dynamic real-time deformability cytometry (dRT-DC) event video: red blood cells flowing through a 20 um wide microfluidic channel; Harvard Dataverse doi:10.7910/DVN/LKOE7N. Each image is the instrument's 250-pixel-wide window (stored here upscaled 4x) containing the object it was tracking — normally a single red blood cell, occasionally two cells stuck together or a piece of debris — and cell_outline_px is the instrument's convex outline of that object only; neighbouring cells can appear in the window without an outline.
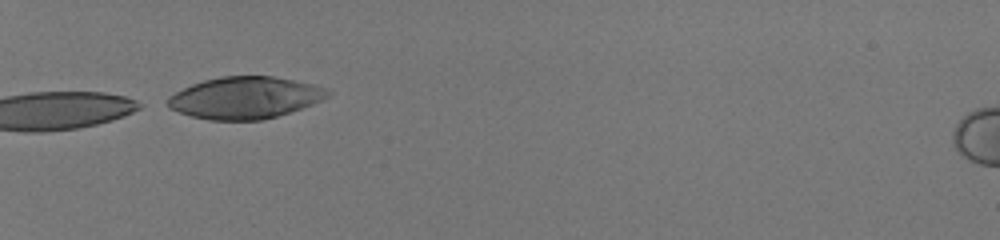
{"species": "human", "species_latin": "Homo sapiens", "temperature_condition": "room temperature", "stored_images_in_passage": 25, "camera_frame_rate_fps": 3000, "um_per_image_px": 0.085, "donor": {"sex": "male"}, "frame": {"image": 1, "passage_image": 1, "time_ms": 0.0, "image_size_px": [1000, 240], "cell_outline_px": [[332, 92], [328, 96], [312, 104], [276, 116], [260, 120], [208, 120], [192, 116], [168, 108], [168, 96], [192, 84], [204, 80], [220, 76], [272, 76], [312, 84], [324, 88]], "centroid_in_image_um": [20.79, 8.3], "position_along_channel_um": 64.2, "area_um2": 38.61}}
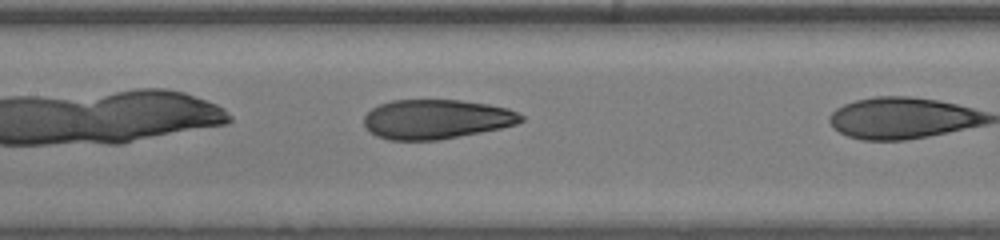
{"frame": {"image": 2, "passage_image": 8, "time_ms": 2.333, "image_size_px": [1000, 240], "cell_outline_px": [[524, 120], [516, 124], [500, 128], [440, 140], [388, 140], [376, 136], [364, 124], [364, 116], [372, 108], [380, 104], [392, 100], [460, 100], [488, 104], [508, 108], [524, 116]], "centroid_in_image_um": [37.09, 10.13], "position_along_channel_um": 170.3, "area_um2": 36.07}}
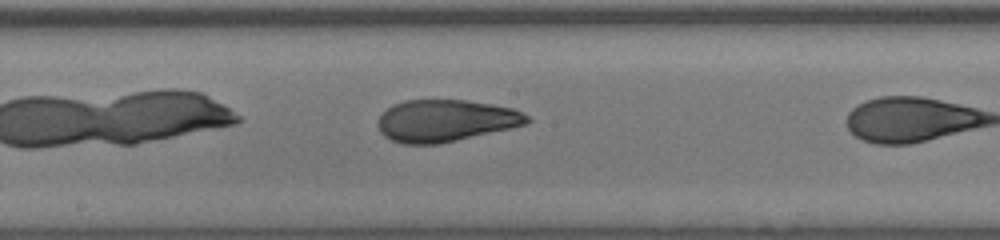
{"frame": {"image": 3, "passage_image": 11, "time_ms": 3.333, "image_size_px": [1000, 240], "cell_outline_px": [[532, 120], [528, 124], [512, 128], [440, 144], [404, 144], [392, 140], [384, 136], [380, 132], [380, 116], [392, 104], [404, 100], [464, 100], [492, 104], [512, 108], [524, 112]], "centroid_in_image_um": [37.92, 10.26], "position_along_channel_um": 210.3, "area_um2": 36.53}}